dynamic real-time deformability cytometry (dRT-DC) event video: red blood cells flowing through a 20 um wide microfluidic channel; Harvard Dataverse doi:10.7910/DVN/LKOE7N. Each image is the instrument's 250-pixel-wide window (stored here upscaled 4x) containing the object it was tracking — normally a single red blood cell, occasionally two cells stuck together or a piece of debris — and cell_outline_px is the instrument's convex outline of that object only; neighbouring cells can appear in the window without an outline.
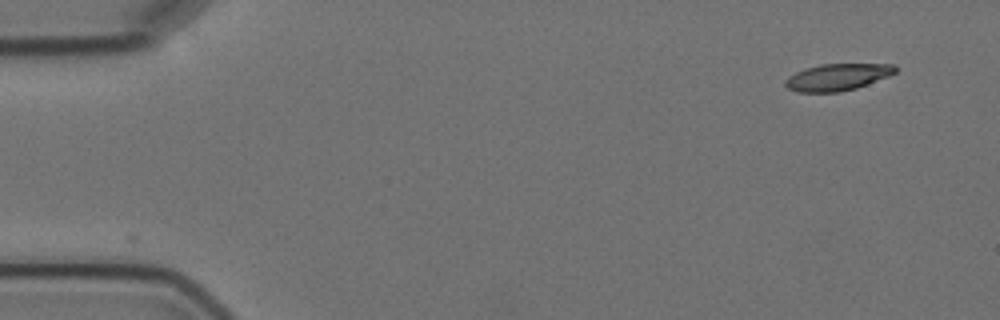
{"species": "Egyptian fruit bat (a non-hibernating species)", "species_latin": "Rousettus aegyptiacus", "temperature_condition": "cold", "stored_images_in_passage": 2, "camera_frame_rate_fps": 3000, "um_per_image_px": 0.085, "animal": {"sex": "female"}, "frame": {"image": 1, "passage_image": 2, "time_ms": 1.0, "image_size_px": [1000, 320], "cell_outline_px": [[896, 72], [888, 76], [856, 88], [840, 92], [796, 92], [788, 88], [784, 84], [784, 80], [788, 76], [804, 68], [820, 64], [896, 64]], "centroid_in_image_um": [71.14, 6.55], "position_along_channel_um": 13.9, "area_um2": 17.22}}